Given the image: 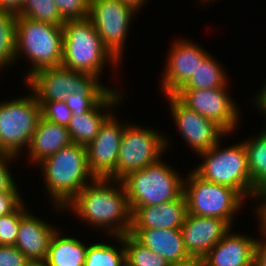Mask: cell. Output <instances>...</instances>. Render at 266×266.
Masks as SVG:
<instances>
[{
	"instance_id": "obj_1",
	"label": "cell",
	"mask_w": 266,
	"mask_h": 266,
	"mask_svg": "<svg viewBox=\"0 0 266 266\" xmlns=\"http://www.w3.org/2000/svg\"><path fill=\"white\" fill-rule=\"evenodd\" d=\"M111 181L116 182L117 185L111 186ZM117 186L119 189L116 188ZM66 207H71L79 218L92 223L91 225L98 228L105 227V229L111 227L108 232L114 237L124 236L130 232L132 211L122 181L95 178Z\"/></svg>"
},
{
	"instance_id": "obj_2",
	"label": "cell",
	"mask_w": 266,
	"mask_h": 266,
	"mask_svg": "<svg viewBox=\"0 0 266 266\" xmlns=\"http://www.w3.org/2000/svg\"><path fill=\"white\" fill-rule=\"evenodd\" d=\"M40 167L43 168L46 189L57 209H65L88 184L87 179H95L88 166L86 146L76 143H71L46 158L40 163Z\"/></svg>"
},
{
	"instance_id": "obj_3",
	"label": "cell",
	"mask_w": 266,
	"mask_h": 266,
	"mask_svg": "<svg viewBox=\"0 0 266 266\" xmlns=\"http://www.w3.org/2000/svg\"><path fill=\"white\" fill-rule=\"evenodd\" d=\"M63 57L61 65L99 79L103 65L119 61L105 47L89 18L66 20L63 24Z\"/></svg>"
},
{
	"instance_id": "obj_4",
	"label": "cell",
	"mask_w": 266,
	"mask_h": 266,
	"mask_svg": "<svg viewBox=\"0 0 266 266\" xmlns=\"http://www.w3.org/2000/svg\"><path fill=\"white\" fill-rule=\"evenodd\" d=\"M20 51L25 53L33 65L32 69L29 68L27 79L41 69L60 66L63 57V27L17 17V57Z\"/></svg>"
},
{
	"instance_id": "obj_5",
	"label": "cell",
	"mask_w": 266,
	"mask_h": 266,
	"mask_svg": "<svg viewBox=\"0 0 266 266\" xmlns=\"http://www.w3.org/2000/svg\"><path fill=\"white\" fill-rule=\"evenodd\" d=\"M130 207L159 205L183 194L184 179L160 160L129 173L122 180Z\"/></svg>"
},
{
	"instance_id": "obj_6",
	"label": "cell",
	"mask_w": 266,
	"mask_h": 266,
	"mask_svg": "<svg viewBox=\"0 0 266 266\" xmlns=\"http://www.w3.org/2000/svg\"><path fill=\"white\" fill-rule=\"evenodd\" d=\"M219 145L218 142L200 153L205 159L194 172L204 180L235 189L243 198L253 197V183L244 143L224 149H219Z\"/></svg>"
},
{
	"instance_id": "obj_7",
	"label": "cell",
	"mask_w": 266,
	"mask_h": 266,
	"mask_svg": "<svg viewBox=\"0 0 266 266\" xmlns=\"http://www.w3.org/2000/svg\"><path fill=\"white\" fill-rule=\"evenodd\" d=\"M188 176L183 182L187 213L220 218L232 225L233 215L244 198L235 189L204 180L194 171Z\"/></svg>"
},
{
	"instance_id": "obj_8",
	"label": "cell",
	"mask_w": 266,
	"mask_h": 266,
	"mask_svg": "<svg viewBox=\"0 0 266 266\" xmlns=\"http://www.w3.org/2000/svg\"><path fill=\"white\" fill-rule=\"evenodd\" d=\"M40 118L35 94L0 103V152L16 156L28 148Z\"/></svg>"
},
{
	"instance_id": "obj_9",
	"label": "cell",
	"mask_w": 266,
	"mask_h": 266,
	"mask_svg": "<svg viewBox=\"0 0 266 266\" xmlns=\"http://www.w3.org/2000/svg\"><path fill=\"white\" fill-rule=\"evenodd\" d=\"M27 80L38 102L64 101L78 91H110L91 74L70 70L62 65L41 69Z\"/></svg>"
},
{
	"instance_id": "obj_10",
	"label": "cell",
	"mask_w": 266,
	"mask_h": 266,
	"mask_svg": "<svg viewBox=\"0 0 266 266\" xmlns=\"http://www.w3.org/2000/svg\"><path fill=\"white\" fill-rule=\"evenodd\" d=\"M162 136L154 129L127 124L120 142L117 181L131 172L158 162L168 144Z\"/></svg>"
},
{
	"instance_id": "obj_11",
	"label": "cell",
	"mask_w": 266,
	"mask_h": 266,
	"mask_svg": "<svg viewBox=\"0 0 266 266\" xmlns=\"http://www.w3.org/2000/svg\"><path fill=\"white\" fill-rule=\"evenodd\" d=\"M135 12L133 7L120 0H90L88 18L105 47L118 61Z\"/></svg>"
},
{
	"instance_id": "obj_12",
	"label": "cell",
	"mask_w": 266,
	"mask_h": 266,
	"mask_svg": "<svg viewBox=\"0 0 266 266\" xmlns=\"http://www.w3.org/2000/svg\"><path fill=\"white\" fill-rule=\"evenodd\" d=\"M226 87L179 89L174 95L187 107L215 122L229 134L237 125L239 113L234 101L226 93Z\"/></svg>"
},
{
	"instance_id": "obj_13",
	"label": "cell",
	"mask_w": 266,
	"mask_h": 266,
	"mask_svg": "<svg viewBox=\"0 0 266 266\" xmlns=\"http://www.w3.org/2000/svg\"><path fill=\"white\" fill-rule=\"evenodd\" d=\"M126 126L119 125L118 120L111 114L93 141L86 146L87 162L94 178L117 181V160Z\"/></svg>"
},
{
	"instance_id": "obj_14",
	"label": "cell",
	"mask_w": 266,
	"mask_h": 266,
	"mask_svg": "<svg viewBox=\"0 0 266 266\" xmlns=\"http://www.w3.org/2000/svg\"><path fill=\"white\" fill-rule=\"evenodd\" d=\"M167 98L178 130L198 154L212 148L223 135H228L219 125L187 107L174 94H167Z\"/></svg>"
},
{
	"instance_id": "obj_15",
	"label": "cell",
	"mask_w": 266,
	"mask_h": 266,
	"mask_svg": "<svg viewBox=\"0 0 266 266\" xmlns=\"http://www.w3.org/2000/svg\"><path fill=\"white\" fill-rule=\"evenodd\" d=\"M231 229L220 218L186 214L181 231L187 253L197 262L208 253Z\"/></svg>"
},
{
	"instance_id": "obj_16",
	"label": "cell",
	"mask_w": 266,
	"mask_h": 266,
	"mask_svg": "<svg viewBox=\"0 0 266 266\" xmlns=\"http://www.w3.org/2000/svg\"><path fill=\"white\" fill-rule=\"evenodd\" d=\"M176 41L169 53L162 78V90L165 95L177 92L195 74L199 63L208 55L197 44L185 40Z\"/></svg>"
},
{
	"instance_id": "obj_17",
	"label": "cell",
	"mask_w": 266,
	"mask_h": 266,
	"mask_svg": "<svg viewBox=\"0 0 266 266\" xmlns=\"http://www.w3.org/2000/svg\"><path fill=\"white\" fill-rule=\"evenodd\" d=\"M256 240L228 232L200 260L199 266H254Z\"/></svg>"
},
{
	"instance_id": "obj_18",
	"label": "cell",
	"mask_w": 266,
	"mask_h": 266,
	"mask_svg": "<svg viewBox=\"0 0 266 266\" xmlns=\"http://www.w3.org/2000/svg\"><path fill=\"white\" fill-rule=\"evenodd\" d=\"M130 208L131 229H181L187 214L184 194L178 199L159 205Z\"/></svg>"
},
{
	"instance_id": "obj_19",
	"label": "cell",
	"mask_w": 266,
	"mask_h": 266,
	"mask_svg": "<svg viewBox=\"0 0 266 266\" xmlns=\"http://www.w3.org/2000/svg\"><path fill=\"white\" fill-rule=\"evenodd\" d=\"M129 233L170 264L197 262L187 253L181 229H130Z\"/></svg>"
},
{
	"instance_id": "obj_20",
	"label": "cell",
	"mask_w": 266,
	"mask_h": 266,
	"mask_svg": "<svg viewBox=\"0 0 266 266\" xmlns=\"http://www.w3.org/2000/svg\"><path fill=\"white\" fill-rule=\"evenodd\" d=\"M55 229L38 217L26 213L20 220L15 247L29 260H44Z\"/></svg>"
},
{
	"instance_id": "obj_21",
	"label": "cell",
	"mask_w": 266,
	"mask_h": 266,
	"mask_svg": "<svg viewBox=\"0 0 266 266\" xmlns=\"http://www.w3.org/2000/svg\"><path fill=\"white\" fill-rule=\"evenodd\" d=\"M121 94L110 90L90 111L81 115L72 114L67 129L72 143L87 146L98 134L102 124L111 114L101 112L103 108H111L122 98ZM100 109V110H99ZM99 111V112H98Z\"/></svg>"
},
{
	"instance_id": "obj_22",
	"label": "cell",
	"mask_w": 266,
	"mask_h": 266,
	"mask_svg": "<svg viewBox=\"0 0 266 266\" xmlns=\"http://www.w3.org/2000/svg\"><path fill=\"white\" fill-rule=\"evenodd\" d=\"M71 143L66 126L58 125L41 117L27 150H29L31 160L39 165L46 158Z\"/></svg>"
},
{
	"instance_id": "obj_23",
	"label": "cell",
	"mask_w": 266,
	"mask_h": 266,
	"mask_svg": "<svg viewBox=\"0 0 266 266\" xmlns=\"http://www.w3.org/2000/svg\"><path fill=\"white\" fill-rule=\"evenodd\" d=\"M55 231L53 234L46 262L48 266H84L87 246L73 237H62Z\"/></svg>"
},
{
	"instance_id": "obj_24",
	"label": "cell",
	"mask_w": 266,
	"mask_h": 266,
	"mask_svg": "<svg viewBox=\"0 0 266 266\" xmlns=\"http://www.w3.org/2000/svg\"><path fill=\"white\" fill-rule=\"evenodd\" d=\"M243 143L254 196L256 192L266 189V128L256 139H248Z\"/></svg>"
},
{
	"instance_id": "obj_25",
	"label": "cell",
	"mask_w": 266,
	"mask_h": 266,
	"mask_svg": "<svg viewBox=\"0 0 266 266\" xmlns=\"http://www.w3.org/2000/svg\"><path fill=\"white\" fill-rule=\"evenodd\" d=\"M221 66L209 54L199 63L195 74L180 89L207 90L227 86Z\"/></svg>"
},
{
	"instance_id": "obj_26",
	"label": "cell",
	"mask_w": 266,
	"mask_h": 266,
	"mask_svg": "<svg viewBox=\"0 0 266 266\" xmlns=\"http://www.w3.org/2000/svg\"><path fill=\"white\" fill-rule=\"evenodd\" d=\"M124 246L125 260L130 266H169L170 263L159 254L138 242L130 233L116 236Z\"/></svg>"
},
{
	"instance_id": "obj_27",
	"label": "cell",
	"mask_w": 266,
	"mask_h": 266,
	"mask_svg": "<svg viewBox=\"0 0 266 266\" xmlns=\"http://www.w3.org/2000/svg\"><path fill=\"white\" fill-rule=\"evenodd\" d=\"M16 19V14L0 10V69L17 59Z\"/></svg>"
},
{
	"instance_id": "obj_28",
	"label": "cell",
	"mask_w": 266,
	"mask_h": 266,
	"mask_svg": "<svg viewBox=\"0 0 266 266\" xmlns=\"http://www.w3.org/2000/svg\"><path fill=\"white\" fill-rule=\"evenodd\" d=\"M17 17L63 26L65 20L60 16L54 0H24Z\"/></svg>"
},
{
	"instance_id": "obj_29",
	"label": "cell",
	"mask_w": 266,
	"mask_h": 266,
	"mask_svg": "<svg viewBox=\"0 0 266 266\" xmlns=\"http://www.w3.org/2000/svg\"><path fill=\"white\" fill-rule=\"evenodd\" d=\"M125 263L124 247L117 251L107 243H95L87 248L84 266H123Z\"/></svg>"
},
{
	"instance_id": "obj_30",
	"label": "cell",
	"mask_w": 266,
	"mask_h": 266,
	"mask_svg": "<svg viewBox=\"0 0 266 266\" xmlns=\"http://www.w3.org/2000/svg\"><path fill=\"white\" fill-rule=\"evenodd\" d=\"M109 91H78L65 97L64 102L74 115L90 111Z\"/></svg>"
},
{
	"instance_id": "obj_31",
	"label": "cell",
	"mask_w": 266,
	"mask_h": 266,
	"mask_svg": "<svg viewBox=\"0 0 266 266\" xmlns=\"http://www.w3.org/2000/svg\"><path fill=\"white\" fill-rule=\"evenodd\" d=\"M23 204L15 211L0 216V245H15L21 218L27 213Z\"/></svg>"
},
{
	"instance_id": "obj_32",
	"label": "cell",
	"mask_w": 266,
	"mask_h": 266,
	"mask_svg": "<svg viewBox=\"0 0 266 266\" xmlns=\"http://www.w3.org/2000/svg\"><path fill=\"white\" fill-rule=\"evenodd\" d=\"M38 103L40 104L42 118L67 127L72 116V111L64 101Z\"/></svg>"
},
{
	"instance_id": "obj_33",
	"label": "cell",
	"mask_w": 266,
	"mask_h": 266,
	"mask_svg": "<svg viewBox=\"0 0 266 266\" xmlns=\"http://www.w3.org/2000/svg\"><path fill=\"white\" fill-rule=\"evenodd\" d=\"M54 3L65 21L88 18L90 0H54Z\"/></svg>"
},
{
	"instance_id": "obj_34",
	"label": "cell",
	"mask_w": 266,
	"mask_h": 266,
	"mask_svg": "<svg viewBox=\"0 0 266 266\" xmlns=\"http://www.w3.org/2000/svg\"><path fill=\"white\" fill-rule=\"evenodd\" d=\"M29 259L15 246L0 245V266H25Z\"/></svg>"
},
{
	"instance_id": "obj_35",
	"label": "cell",
	"mask_w": 266,
	"mask_h": 266,
	"mask_svg": "<svg viewBox=\"0 0 266 266\" xmlns=\"http://www.w3.org/2000/svg\"><path fill=\"white\" fill-rule=\"evenodd\" d=\"M15 156L0 152V192L18 191L15 182L12 179L8 164L6 162L12 160Z\"/></svg>"
},
{
	"instance_id": "obj_36",
	"label": "cell",
	"mask_w": 266,
	"mask_h": 266,
	"mask_svg": "<svg viewBox=\"0 0 266 266\" xmlns=\"http://www.w3.org/2000/svg\"><path fill=\"white\" fill-rule=\"evenodd\" d=\"M18 191L0 192V216L15 212L23 203Z\"/></svg>"
},
{
	"instance_id": "obj_37",
	"label": "cell",
	"mask_w": 266,
	"mask_h": 266,
	"mask_svg": "<svg viewBox=\"0 0 266 266\" xmlns=\"http://www.w3.org/2000/svg\"><path fill=\"white\" fill-rule=\"evenodd\" d=\"M266 236L265 233H262ZM254 266H266V242L256 240Z\"/></svg>"
},
{
	"instance_id": "obj_38",
	"label": "cell",
	"mask_w": 266,
	"mask_h": 266,
	"mask_svg": "<svg viewBox=\"0 0 266 266\" xmlns=\"http://www.w3.org/2000/svg\"><path fill=\"white\" fill-rule=\"evenodd\" d=\"M257 196H258V198L262 197L261 199L264 198L262 201L263 204L258 207V209H259L258 210V212H259L258 216H259V220L261 221L260 222V224H261L260 228H262L261 231L266 234V189L256 192L253 197L257 198Z\"/></svg>"
},
{
	"instance_id": "obj_39",
	"label": "cell",
	"mask_w": 266,
	"mask_h": 266,
	"mask_svg": "<svg viewBox=\"0 0 266 266\" xmlns=\"http://www.w3.org/2000/svg\"><path fill=\"white\" fill-rule=\"evenodd\" d=\"M24 0H0V10L18 14L21 11Z\"/></svg>"
},
{
	"instance_id": "obj_40",
	"label": "cell",
	"mask_w": 266,
	"mask_h": 266,
	"mask_svg": "<svg viewBox=\"0 0 266 266\" xmlns=\"http://www.w3.org/2000/svg\"><path fill=\"white\" fill-rule=\"evenodd\" d=\"M255 101V105H257L261 111L263 110L266 113V84L263 89H261L260 95L258 94L256 96Z\"/></svg>"
},
{
	"instance_id": "obj_41",
	"label": "cell",
	"mask_w": 266,
	"mask_h": 266,
	"mask_svg": "<svg viewBox=\"0 0 266 266\" xmlns=\"http://www.w3.org/2000/svg\"><path fill=\"white\" fill-rule=\"evenodd\" d=\"M120 1H122L125 4L130 5L137 11L141 8V6L146 0H120Z\"/></svg>"
},
{
	"instance_id": "obj_42",
	"label": "cell",
	"mask_w": 266,
	"mask_h": 266,
	"mask_svg": "<svg viewBox=\"0 0 266 266\" xmlns=\"http://www.w3.org/2000/svg\"><path fill=\"white\" fill-rule=\"evenodd\" d=\"M25 266H48L46 260H29Z\"/></svg>"
},
{
	"instance_id": "obj_43",
	"label": "cell",
	"mask_w": 266,
	"mask_h": 266,
	"mask_svg": "<svg viewBox=\"0 0 266 266\" xmlns=\"http://www.w3.org/2000/svg\"><path fill=\"white\" fill-rule=\"evenodd\" d=\"M169 266H199V262H187L181 264H170Z\"/></svg>"
}]
</instances>
